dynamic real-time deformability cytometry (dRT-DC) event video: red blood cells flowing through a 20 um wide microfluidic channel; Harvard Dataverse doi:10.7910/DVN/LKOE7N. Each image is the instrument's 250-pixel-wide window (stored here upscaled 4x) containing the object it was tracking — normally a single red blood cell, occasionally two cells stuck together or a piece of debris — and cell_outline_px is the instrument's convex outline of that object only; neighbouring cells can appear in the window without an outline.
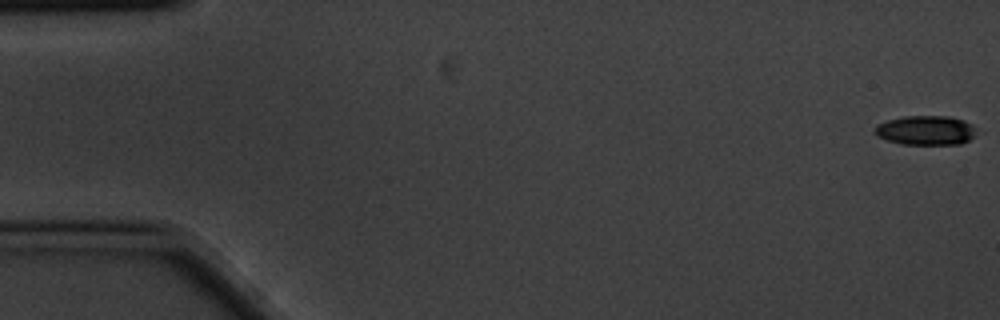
{"species": "common noctule bat (a hibernating species)", "species_latin": "Nyctalus noctula", "temperature_condition": "cold", "stored_images_in_passage": 4, "camera_frame_rate_fps": 3000, "um_per_image_px": 0.085, "animal": {"sex": "male", "body_mass_g": 20.1, "forearm_length_mm": 53.5}, "frame": {"image": 1, "passage_image": 1, "time_ms": 0.0, "image_size_px": [1000, 320], "cell_outline_px": [[972, 136], [968, 140], [960, 144], [900, 144], [876, 136], [872, 132], [876, 124], [888, 120], [904, 116], [948, 116], [964, 120], [972, 124]], "centroid_in_image_um": [78.6, 11.07], "position_along_channel_um": 6.4, "area_um2": 17.28}}